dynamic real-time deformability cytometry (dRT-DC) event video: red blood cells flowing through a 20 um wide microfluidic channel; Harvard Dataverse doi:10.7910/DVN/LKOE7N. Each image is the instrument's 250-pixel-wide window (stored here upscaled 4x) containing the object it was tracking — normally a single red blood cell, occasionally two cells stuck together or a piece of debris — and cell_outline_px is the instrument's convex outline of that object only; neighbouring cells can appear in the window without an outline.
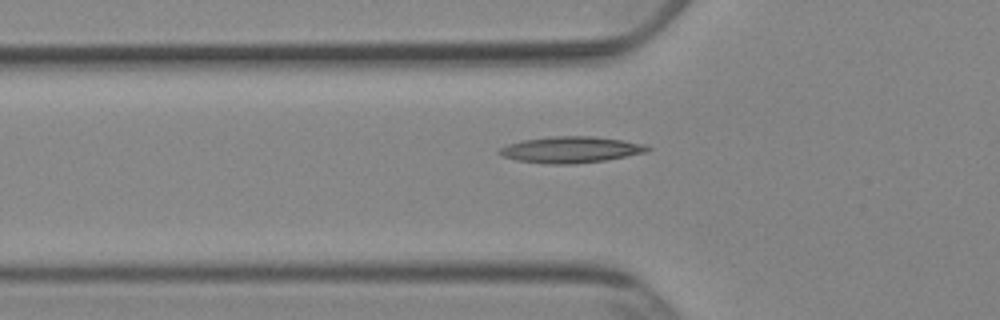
{"species": "Egyptian fruit bat (a non-hibernating species)", "species_latin": "Rousettus aegyptiacus", "temperature_condition": "cold", "stored_images_in_passage": 37, "camera_frame_rate_fps": 3000, "um_per_image_px": 0.085, "animal": {"sex": "female"}, "frame": {"image": 1, "passage_image": 4, "time_ms": 1.0, "image_size_px": [1000, 320], "cell_outline_px": [[652, 148], [648, 152], [604, 160], [576, 164], [548, 164], [516, 160], [500, 156], [496, 152], [500, 148], [508, 144], [524, 140], [552, 136], [592, 136], [620, 140], [644, 144]], "centroid_in_image_um": [48.49, 12.73], "position_along_channel_um": 77.3, "area_um2": 22.66}}
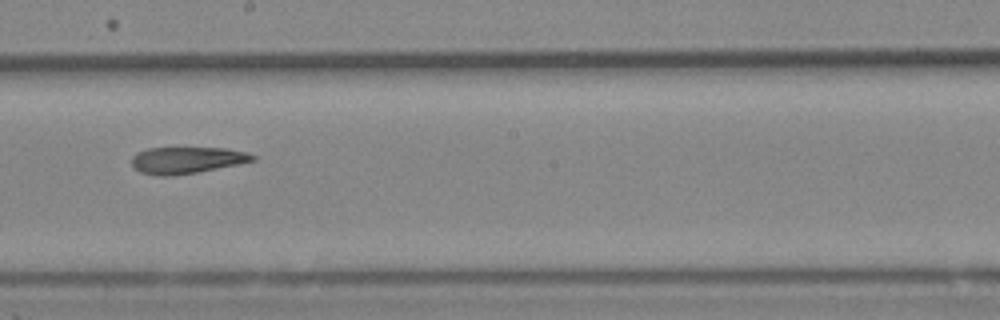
{"frame": {"image": 2, "passage_image": 16, "time_ms": 5.0, "image_size_px": [1000, 320], "cell_outline_px": [[256, 160], [240, 164], [196, 172], [172, 176], [156, 176], [140, 172], [132, 164], [132, 156], [136, 152], [148, 148], [224, 148], [248, 152], [256, 156]], "centroid_in_image_um": [15.88, 13.61], "position_along_channel_um": 232.3, "area_um2": 18.84}}
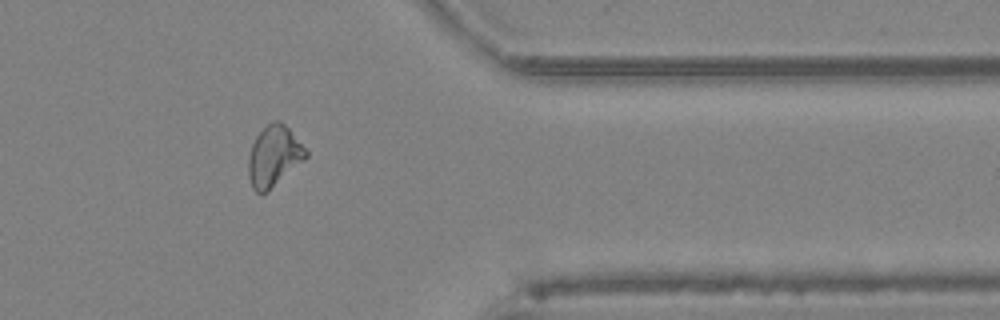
{"frame": {"image": 3, "passage_image": 29, "time_ms": 9.333, "image_size_px": [1000, 320], "cell_outline_px": [[308, 156], [304, 160], [268, 192], [256, 192], [252, 188], [248, 176], [248, 160], [252, 144], [256, 136], [272, 120], [280, 120], [288, 128], [308, 152]], "centroid_in_image_um": [23.27, 13.29], "position_along_channel_um": 388.1, "area_um2": 20.17}, "authors_computed_cell_mechanics": {"area_um2": 19.5942, "velocity_mm_per_s": 3.8926, "shape_relaxation_time_tau1_ms": null, "shape_relaxation_time_tau2_ms": 5.9637, "deformation_change_tau1": null, "deformation_change_tau2": 0.154}}